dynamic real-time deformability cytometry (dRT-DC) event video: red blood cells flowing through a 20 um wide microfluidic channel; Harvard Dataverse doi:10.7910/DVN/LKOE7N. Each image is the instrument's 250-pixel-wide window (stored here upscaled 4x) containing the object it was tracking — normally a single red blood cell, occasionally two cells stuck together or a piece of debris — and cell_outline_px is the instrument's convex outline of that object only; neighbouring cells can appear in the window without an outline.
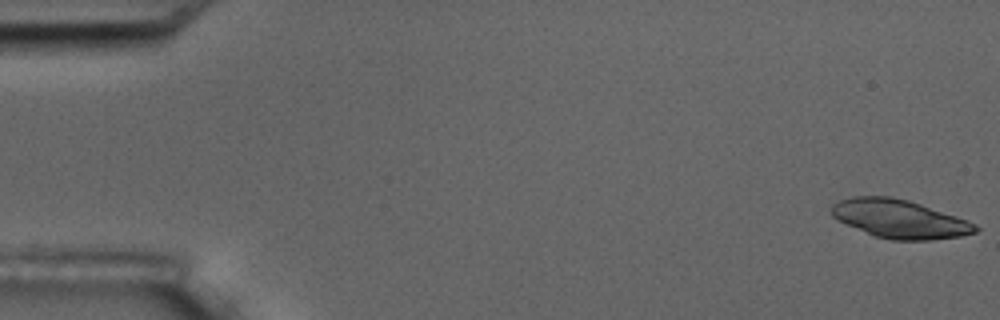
{"species": "common noctule bat (a hibernating species)", "species_latin": "Nyctalus noctula", "temperature_condition": "room temperature", "stored_images_in_passage": 13, "camera_frame_rate_fps": 3000, "um_per_image_px": 0.085, "animal": {"sex": "male", "body_mass_g": 17.5, "forearm_length_mm": 52.3}, "frame": {"image": 1, "passage_image": 1, "time_ms": 0.0, "image_size_px": [1000, 320], "cell_outline_px": [[980, 228], [976, 232], [960, 236], [932, 240], [892, 240], [876, 236], [836, 220], [828, 212], [832, 204], [840, 200], [852, 196], [892, 196], [908, 200], [968, 220], [976, 224]], "centroid_in_image_um": [76.43, 18.6], "position_along_channel_um": 8.6, "area_um2": 32.31}}